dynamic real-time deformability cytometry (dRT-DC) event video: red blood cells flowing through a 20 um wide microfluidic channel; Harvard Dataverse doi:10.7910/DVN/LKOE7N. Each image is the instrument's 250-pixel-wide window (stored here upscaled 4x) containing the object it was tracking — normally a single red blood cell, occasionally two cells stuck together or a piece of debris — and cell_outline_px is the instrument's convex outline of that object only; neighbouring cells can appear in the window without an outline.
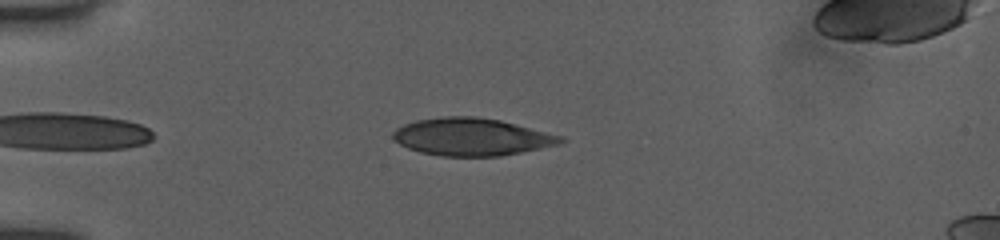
{"species": "human", "species_latin": "Homo sapiens", "temperature_condition": "room temperature", "stored_images_in_passage": 3, "camera_frame_rate_fps": 3000, "um_per_image_px": 0.085, "donor": {"sex": "female"}, "frame": {"image": 1, "passage_image": 3, "time_ms": 2.0, "image_size_px": [1000, 240], "cell_outline_px": [[568, 140], [560, 144], [500, 156], [440, 156], [420, 152], [408, 148], [400, 144], [392, 136], [392, 132], [396, 128], [404, 124], [416, 120], [444, 116], [476, 116], [500, 120], [564, 136]], "centroid_in_image_um": [40.11, 11.63], "position_along_channel_um": 44.9, "area_um2": 36.7}}